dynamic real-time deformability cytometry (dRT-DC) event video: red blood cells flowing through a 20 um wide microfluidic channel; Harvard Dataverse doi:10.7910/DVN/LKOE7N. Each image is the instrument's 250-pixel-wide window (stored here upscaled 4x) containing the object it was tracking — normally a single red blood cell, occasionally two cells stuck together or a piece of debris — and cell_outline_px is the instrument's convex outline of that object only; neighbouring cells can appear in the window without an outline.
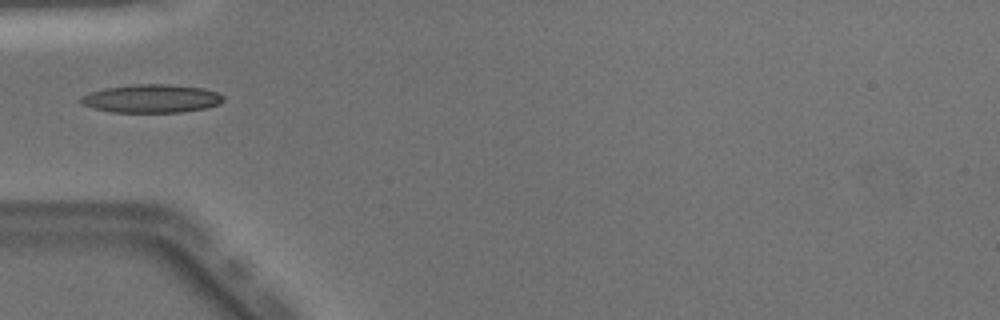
{"species": "Egyptian fruit bat (a non-hibernating species)", "species_latin": "Rousettus aegyptiacus", "temperature_condition": "warm", "stored_images_in_passage": 34, "camera_frame_rate_fps": 3000, "um_per_image_px": 0.085, "animal": {"sex": "male"}, "frame": {"image": 1, "passage_image": 1, "time_ms": 0.0, "image_size_px": [1000, 320], "cell_outline_px": [[224, 100], [220, 104], [204, 108], [180, 112], [112, 112], [92, 108], [80, 104], [80, 96], [104, 88], [136, 84], [168, 84], [204, 88], [216, 92], [224, 96]], "centroid_in_image_um": [12.87, 8.38], "position_along_channel_um": 72.1, "area_um2": 23.52}}
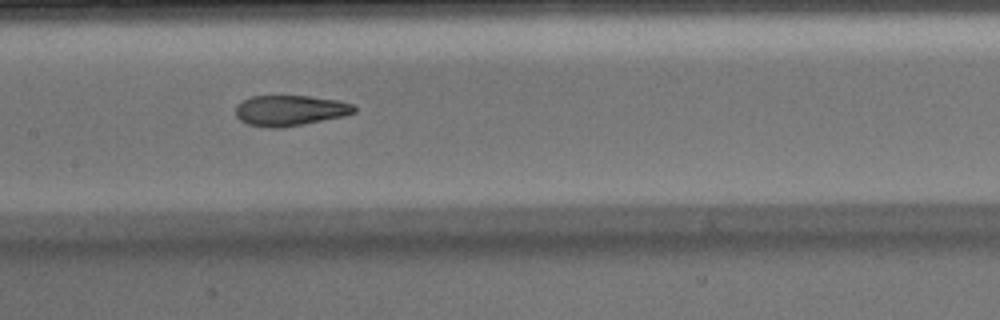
{"frame": {"image": 2, "passage_image": 9, "time_ms": 2.667, "image_size_px": [1000, 320], "cell_outline_px": [[356, 112], [344, 116], [304, 124], [280, 128], [268, 128], [248, 124], [240, 120], [236, 116], [236, 104], [252, 96], [308, 96], [336, 100], [352, 104], [356, 108]], "centroid_in_image_um": [24.64, 9.4], "position_along_channel_um": 182.8, "area_um2": 21.1}}
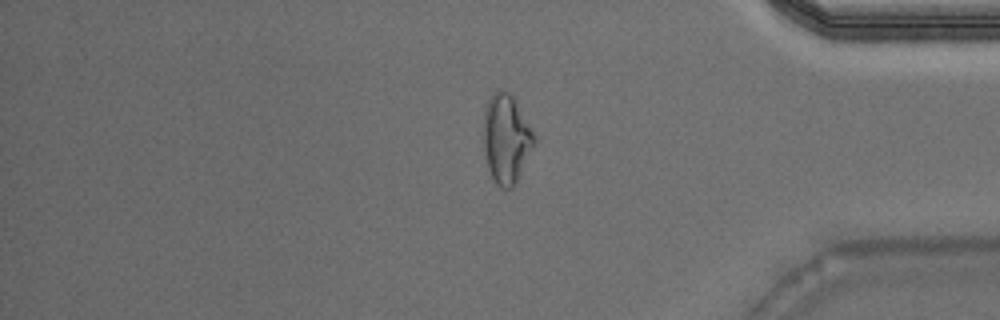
{"frame": {"image": 3, "passage_image": 26, "time_ms": 8.333, "image_size_px": [1000, 320], "cell_outline_px": [[536, 140], [516, 184], [512, 188], [500, 188], [496, 184], [488, 168], [484, 152], [484, 112], [488, 100], [496, 88], [504, 88], [512, 96], [532, 132]], "centroid_in_image_um": [43.01, 11.81], "position_along_channel_um": 392.2, "area_um2": 25.95}}